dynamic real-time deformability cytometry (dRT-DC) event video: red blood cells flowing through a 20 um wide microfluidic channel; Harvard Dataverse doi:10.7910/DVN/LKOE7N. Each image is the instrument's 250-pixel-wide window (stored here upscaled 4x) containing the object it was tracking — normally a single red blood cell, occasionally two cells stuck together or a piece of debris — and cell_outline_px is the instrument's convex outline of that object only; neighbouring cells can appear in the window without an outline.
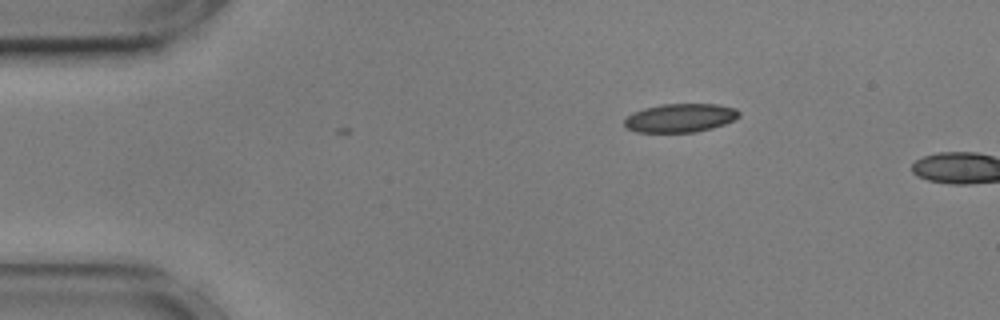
{"species": "common noctule bat (a hibernating species)", "species_latin": "Nyctalus noctula", "temperature_condition": "cold", "stored_images_in_passage": 2, "camera_frame_rate_fps": 3000, "um_per_image_px": 0.085, "animal": {"sex": "male", "body_mass_g": 17.9, "forearm_length_mm": 54.2}, "frame": {"image": 1, "passage_image": 2, "time_ms": 0.333, "image_size_px": [1000, 320], "cell_outline_px": [[740, 116], [724, 124], [712, 128], [696, 132], [636, 132], [628, 128], [624, 124], [624, 120], [632, 112], [644, 108], [660, 104], [716, 104], [736, 108], [740, 112]], "centroid_in_image_um": [57.82, 10.02], "position_along_channel_um": 27.2, "area_um2": 19.13}}